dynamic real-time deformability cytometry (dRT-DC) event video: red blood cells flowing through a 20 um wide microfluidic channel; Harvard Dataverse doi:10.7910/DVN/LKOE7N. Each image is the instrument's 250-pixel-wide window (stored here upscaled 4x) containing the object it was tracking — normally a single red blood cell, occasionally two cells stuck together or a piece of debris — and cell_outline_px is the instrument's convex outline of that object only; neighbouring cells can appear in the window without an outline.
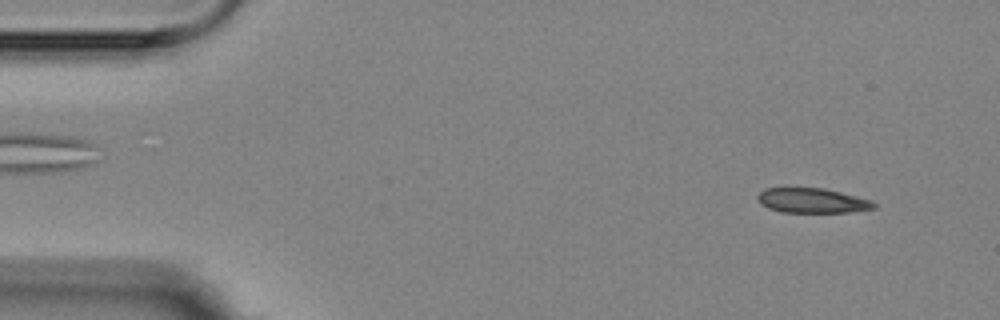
{"species": "Egyptian fruit bat (a non-hibernating species)", "species_latin": "Rousettus aegyptiacus", "temperature_condition": "room temperature", "stored_images_in_passage": 5, "camera_frame_rate_fps": 3000, "um_per_image_px": 0.085, "animal": {"sex": "female"}, "frame": {"image": 1, "passage_image": 1, "time_ms": 0.0, "image_size_px": [1000, 320], "cell_outline_px": [[876, 208], [852, 212], [780, 212], [768, 208], [760, 204], [756, 196], [764, 188], [824, 188], [872, 200], [876, 204]], "centroid_in_image_um": [69.03, 17.05], "position_along_channel_um": 16.0, "area_um2": 16.88}}
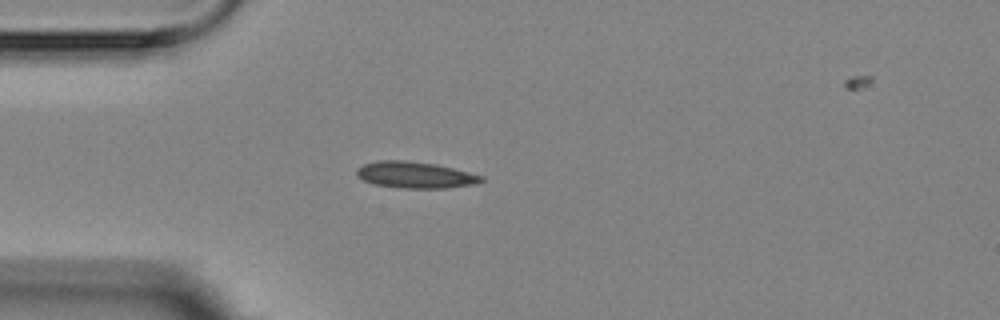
{"frame": {"image": 2, "passage_image": 4, "time_ms": 3.333, "image_size_px": [1000, 320], "cell_outline_px": [[484, 180], [476, 184], [444, 188], [404, 188], [376, 184], [364, 180], [356, 176], [356, 168], [364, 164], [376, 160], [404, 160], [436, 164], [484, 176]], "centroid_in_image_um": [35.28, 14.86], "position_along_channel_um": 49.7, "area_um2": 19.13}}